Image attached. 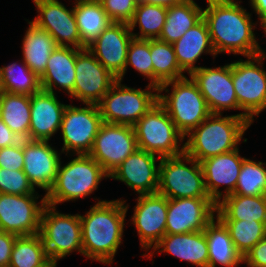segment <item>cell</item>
Here are the masks:
<instances>
[{"label":"cell","instance_id":"6da1fadb","mask_svg":"<svg viewBox=\"0 0 266 267\" xmlns=\"http://www.w3.org/2000/svg\"><path fill=\"white\" fill-rule=\"evenodd\" d=\"M206 1L208 6L203 10V19L208 26L216 55L220 53L241 54L244 57L259 55L261 46L253 31L257 23L251 21V13L235 0Z\"/></svg>","mask_w":266,"mask_h":267},{"label":"cell","instance_id":"7a4b0ae2","mask_svg":"<svg viewBox=\"0 0 266 267\" xmlns=\"http://www.w3.org/2000/svg\"><path fill=\"white\" fill-rule=\"evenodd\" d=\"M128 207L123 199L99 200L85 215H79L84 256L112 265L122 243Z\"/></svg>","mask_w":266,"mask_h":267},{"label":"cell","instance_id":"3957f363","mask_svg":"<svg viewBox=\"0 0 266 267\" xmlns=\"http://www.w3.org/2000/svg\"><path fill=\"white\" fill-rule=\"evenodd\" d=\"M252 123L243 112L229 116L211 113L184 137L187 138L184 152L200 163L207 158L233 151L239 148V142Z\"/></svg>","mask_w":266,"mask_h":267},{"label":"cell","instance_id":"277c9868","mask_svg":"<svg viewBox=\"0 0 266 267\" xmlns=\"http://www.w3.org/2000/svg\"><path fill=\"white\" fill-rule=\"evenodd\" d=\"M76 155L65 165L60 162L55 182L45 194L46 204L56 207L59 203L85 199L98 189L103 178H109L102 166L89 154Z\"/></svg>","mask_w":266,"mask_h":267},{"label":"cell","instance_id":"5b68a950","mask_svg":"<svg viewBox=\"0 0 266 267\" xmlns=\"http://www.w3.org/2000/svg\"><path fill=\"white\" fill-rule=\"evenodd\" d=\"M168 87L172 88V92ZM163 91L168 95H163ZM158 102L184 137L211 114L205 98L191 77L188 79L185 76L162 84L158 88Z\"/></svg>","mask_w":266,"mask_h":267},{"label":"cell","instance_id":"8992f818","mask_svg":"<svg viewBox=\"0 0 266 267\" xmlns=\"http://www.w3.org/2000/svg\"><path fill=\"white\" fill-rule=\"evenodd\" d=\"M133 129L138 149L160 158L175 157L184 153L185 138L159 102L133 125Z\"/></svg>","mask_w":266,"mask_h":267},{"label":"cell","instance_id":"52a82bcc","mask_svg":"<svg viewBox=\"0 0 266 267\" xmlns=\"http://www.w3.org/2000/svg\"><path fill=\"white\" fill-rule=\"evenodd\" d=\"M121 82L118 79L97 105L104 123L133 126L158 102V88L148 84L145 90L135 89Z\"/></svg>","mask_w":266,"mask_h":267},{"label":"cell","instance_id":"ba28073f","mask_svg":"<svg viewBox=\"0 0 266 267\" xmlns=\"http://www.w3.org/2000/svg\"><path fill=\"white\" fill-rule=\"evenodd\" d=\"M157 193L168 199L209 197L201 164L185 152L159 161ZM191 166L188 167V164Z\"/></svg>","mask_w":266,"mask_h":267},{"label":"cell","instance_id":"9c48e42d","mask_svg":"<svg viewBox=\"0 0 266 267\" xmlns=\"http://www.w3.org/2000/svg\"><path fill=\"white\" fill-rule=\"evenodd\" d=\"M47 256L57 262L77 251L83 255L79 214H62L46 204L42 210L40 232Z\"/></svg>","mask_w":266,"mask_h":267},{"label":"cell","instance_id":"30bf717a","mask_svg":"<svg viewBox=\"0 0 266 267\" xmlns=\"http://www.w3.org/2000/svg\"><path fill=\"white\" fill-rule=\"evenodd\" d=\"M266 52L232 62V80L238 105L252 121L266 109V71L262 62Z\"/></svg>","mask_w":266,"mask_h":267},{"label":"cell","instance_id":"8fae6325","mask_svg":"<svg viewBox=\"0 0 266 267\" xmlns=\"http://www.w3.org/2000/svg\"><path fill=\"white\" fill-rule=\"evenodd\" d=\"M84 105L86 107L67 104L65 108L60 130L63 139L61 152H66V155L71 150L73 155L88 154L93 147L101 125L104 123L98 105Z\"/></svg>","mask_w":266,"mask_h":267},{"label":"cell","instance_id":"7c38bea8","mask_svg":"<svg viewBox=\"0 0 266 267\" xmlns=\"http://www.w3.org/2000/svg\"><path fill=\"white\" fill-rule=\"evenodd\" d=\"M38 198V194L0 193V230L18 236L39 234L46 199L44 195L41 201L37 202Z\"/></svg>","mask_w":266,"mask_h":267},{"label":"cell","instance_id":"4fadbf2b","mask_svg":"<svg viewBox=\"0 0 266 267\" xmlns=\"http://www.w3.org/2000/svg\"><path fill=\"white\" fill-rule=\"evenodd\" d=\"M137 149L133 126L103 123L88 154L110 175Z\"/></svg>","mask_w":266,"mask_h":267},{"label":"cell","instance_id":"5bb4252c","mask_svg":"<svg viewBox=\"0 0 266 267\" xmlns=\"http://www.w3.org/2000/svg\"><path fill=\"white\" fill-rule=\"evenodd\" d=\"M75 74L74 89L69 95L83 104L97 105L118 80L88 48L77 51Z\"/></svg>","mask_w":266,"mask_h":267},{"label":"cell","instance_id":"9a60e30c","mask_svg":"<svg viewBox=\"0 0 266 267\" xmlns=\"http://www.w3.org/2000/svg\"><path fill=\"white\" fill-rule=\"evenodd\" d=\"M189 76L196 83L212 114L238 109V101L232 80V63L215 68L199 67Z\"/></svg>","mask_w":266,"mask_h":267},{"label":"cell","instance_id":"2e32d148","mask_svg":"<svg viewBox=\"0 0 266 267\" xmlns=\"http://www.w3.org/2000/svg\"><path fill=\"white\" fill-rule=\"evenodd\" d=\"M210 197L168 199L166 234L203 231L216 217Z\"/></svg>","mask_w":266,"mask_h":267},{"label":"cell","instance_id":"e0dca14e","mask_svg":"<svg viewBox=\"0 0 266 267\" xmlns=\"http://www.w3.org/2000/svg\"><path fill=\"white\" fill-rule=\"evenodd\" d=\"M33 2L39 15L32 22L49 32L58 46L87 48L81 42L74 6L68 10L58 0H33Z\"/></svg>","mask_w":266,"mask_h":267},{"label":"cell","instance_id":"ac0fdd59","mask_svg":"<svg viewBox=\"0 0 266 267\" xmlns=\"http://www.w3.org/2000/svg\"><path fill=\"white\" fill-rule=\"evenodd\" d=\"M132 38L128 23L111 22L87 48L108 71L122 81Z\"/></svg>","mask_w":266,"mask_h":267},{"label":"cell","instance_id":"d6986e66","mask_svg":"<svg viewBox=\"0 0 266 267\" xmlns=\"http://www.w3.org/2000/svg\"><path fill=\"white\" fill-rule=\"evenodd\" d=\"M136 201L131 221L138 232L140 246L149 251L166 234L168 198L154 193L139 195Z\"/></svg>","mask_w":266,"mask_h":267},{"label":"cell","instance_id":"ffe728a7","mask_svg":"<svg viewBox=\"0 0 266 267\" xmlns=\"http://www.w3.org/2000/svg\"><path fill=\"white\" fill-rule=\"evenodd\" d=\"M157 159L162 158L137 149L109 175V178L124 182L139 195L157 193L159 186Z\"/></svg>","mask_w":266,"mask_h":267},{"label":"cell","instance_id":"44dd1931","mask_svg":"<svg viewBox=\"0 0 266 267\" xmlns=\"http://www.w3.org/2000/svg\"><path fill=\"white\" fill-rule=\"evenodd\" d=\"M24 168L30 183L45 190L46 194L55 182L61 162L58 151L48 141L23 140Z\"/></svg>","mask_w":266,"mask_h":267},{"label":"cell","instance_id":"7402d4cb","mask_svg":"<svg viewBox=\"0 0 266 267\" xmlns=\"http://www.w3.org/2000/svg\"><path fill=\"white\" fill-rule=\"evenodd\" d=\"M239 154V148H237L200 162L207 193L216 204L235 190L242 163L245 159ZM222 185H225L224 192L219 189Z\"/></svg>","mask_w":266,"mask_h":267},{"label":"cell","instance_id":"603a6c76","mask_svg":"<svg viewBox=\"0 0 266 267\" xmlns=\"http://www.w3.org/2000/svg\"><path fill=\"white\" fill-rule=\"evenodd\" d=\"M29 140L49 141L60 130L66 104H62L56 96L45 90L30 96Z\"/></svg>","mask_w":266,"mask_h":267},{"label":"cell","instance_id":"cb8c5ba5","mask_svg":"<svg viewBox=\"0 0 266 267\" xmlns=\"http://www.w3.org/2000/svg\"><path fill=\"white\" fill-rule=\"evenodd\" d=\"M152 248L153 251L166 252L197 267H208L209 253L204 230L184 234H165Z\"/></svg>","mask_w":266,"mask_h":267},{"label":"cell","instance_id":"d4e9b609","mask_svg":"<svg viewBox=\"0 0 266 267\" xmlns=\"http://www.w3.org/2000/svg\"><path fill=\"white\" fill-rule=\"evenodd\" d=\"M79 49L57 46L51 53L45 73L40 77L41 89L55 93L54 88L63 89L69 96L75 84L76 53Z\"/></svg>","mask_w":266,"mask_h":267},{"label":"cell","instance_id":"484cf974","mask_svg":"<svg viewBox=\"0 0 266 267\" xmlns=\"http://www.w3.org/2000/svg\"><path fill=\"white\" fill-rule=\"evenodd\" d=\"M172 45L180 68L188 74L201 67L196 66L195 62L203 53H209L213 57L217 56L211 42L208 26L203 18Z\"/></svg>","mask_w":266,"mask_h":267},{"label":"cell","instance_id":"4316f807","mask_svg":"<svg viewBox=\"0 0 266 267\" xmlns=\"http://www.w3.org/2000/svg\"><path fill=\"white\" fill-rule=\"evenodd\" d=\"M208 245V267H238L243 264V256L235 248L230 233L216 216L204 229Z\"/></svg>","mask_w":266,"mask_h":267},{"label":"cell","instance_id":"83f0119b","mask_svg":"<svg viewBox=\"0 0 266 267\" xmlns=\"http://www.w3.org/2000/svg\"><path fill=\"white\" fill-rule=\"evenodd\" d=\"M22 43L23 61L40 78L47 66L51 53L57 48L55 39L45 29L28 21Z\"/></svg>","mask_w":266,"mask_h":267},{"label":"cell","instance_id":"f1b7e54d","mask_svg":"<svg viewBox=\"0 0 266 267\" xmlns=\"http://www.w3.org/2000/svg\"><path fill=\"white\" fill-rule=\"evenodd\" d=\"M216 213L220 220H255L266 223V195L229 194L216 204Z\"/></svg>","mask_w":266,"mask_h":267},{"label":"cell","instance_id":"f546056e","mask_svg":"<svg viewBox=\"0 0 266 267\" xmlns=\"http://www.w3.org/2000/svg\"><path fill=\"white\" fill-rule=\"evenodd\" d=\"M202 18L203 9L194 0H185L168 7L165 24L158 40L173 44Z\"/></svg>","mask_w":266,"mask_h":267},{"label":"cell","instance_id":"4dcf8cb0","mask_svg":"<svg viewBox=\"0 0 266 267\" xmlns=\"http://www.w3.org/2000/svg\"><path fill=\"white\" fill-rule=\"evenodd\" d=\"M74 15L81 42L86 47L112 22L99 0H75Z\"/></svg>","mask_w":266,"mask_h":267},{"label":"cell","instance_id":"1f68e13d","mask_svg":"<svg viewBox=\"0 0 266 267\" xmlns=\"http://www.w3.org/2000/svg\"><path fill=\"white\" fill-rule=\"evenodd\" d=\"M30 110V96L4 91L0 118L22 140L29 139Z\"/></svg>","mask_w":266,"mask_h":267},{"label":"cell","instance_id":"d6a6232c","mask_svg":"<svg viewBox=\"0 0 266 267\" xmlns=\"http://www.w3.org/2000/svg\"><path fill=\"white\" fill-rule=\"evenodd\" d=\"M150 54L154 71V86L185 77L179 66L173 45L158 39H150Z\"/></svg>","mask_w":266,"mask_h":267},{"label":"cell","instance_id":"836d02e7","mask_svg":"<svg viewBox=\"0 0 266 267\" xmlns=\"http://www.w3.org/2000/svg\"><path fill=\"white\" fill-rule=\"evenodd\" d=\"M49 262L40 234L16 238L9 267H45Z\"/></svg>","mask_w":266,"mask_h":267},{"label":"cell","instance_id":"e575fe53","mask_svg":"<svg viewBox=\"0 0 266 267\" xmlns=\"http://www.w3.org/2000/svg\"><path fill=\"white\" fill-rule=\"evenodd\" d=\"M20 64L14 62L0 67L3 90L8 93L31 96L41 90L40 78L23 60Z\"/></svg>","mask_w":266,"mask_h":267},{"label":"cell","instance_id":"d590c367","mask_svg":"<svg viewBox=\"0 0 266 267\" xmlns=\"http://www.w3.org/2000/svg\"><path fill=\"white\" fill-rule=\"evenodd\" d=\"M166 14V7L138 2L134 16L128 23L133 38L158 39L165 24ZM137 24L140 32L135 34L133 31Z\"/></svg>","mask_w":266,"mask_h":267},{"label":"cell","instance_id":"8d00e7d4","mask_svg":"<svg viewBox=\"0 0 266 267\" xmlns=\"http://www.w3.org/2000/svg\"><path fill=\"white\" fill-rule=\"evenodd\" d=\"M227 227L235 248L244 257L266 236V223L248 220H221Z\"/></svg>","mask_w":266,"mask_h":267},{"label":"cell","instance_id":"74e56055","mask_svg":"<svg viewBox=\"0 0 266 267\" xmlns=\"http://www.w3.org/2000/svg\"><path fill=\"white\" fill-rule=\"evenodd\" d=\"M266 163L245 158L232 194L242 196L266 195Z\"/></svg>","mask_w":266,"mask_h":267},{"label":"cell","instance_id":"f35d334b","mask_svg":"<svg viewBox=\"0 0 266 267\" xmlns=\"http://www.w3.org/2000/svg\"><path fill=\"white\" fill-rule=\"evenodd\" d=\"M132 66L138 73L150 80L151 85H154V71L150 54V39L132 38L127 52L124 75L127 68Z\"/></svg>","mask_w":266,"mask_h":267},{"label":"cell","instance_id":"ab89813d","mask_svg":"<svg viewBox=\"0 0 266 267\" xmlns=\"http://www.w3.org/2000/svg\"><path fill=\"white\" fill-rule=\"evenodd\" d=\"M0 193L38 194L23 170H10L3 167H0Z\"/></svg>","mask_w":266,"mask_h":267},{"label":"cell","instance_id":"60d3db41","mask_svg":"<svg viewBox=\"0 0 266 267\" xmlns=\"http://www.w3.org/2000/svg\"><path fill=\"white\" fill-rule=\"evenodd\" d=\"M112 22L129 23L136 10L138 0H99Z\"/></svg>","mask_w":266,"mask_h":267},{"label":"cell","instance_id":"b9f144b4","mask_svg":"<svg viewBox=\"0 0 266 267\" xmlns=\"http://www.w3.org/2000/svg\"><path fill=\"white\" fill-rule=\"evenodd\" d=\"M0 167L10 170H23V140L16 145L0 149Z\"/></svg>","mask_w":266,"mask_h":267},{"label":"cell","instance_id":"7bdbcfd3","mask_svg":"<svg viewBox=\"0 0 266 267\" xmlns=\"http://www.w3.org/2000/svg\"><path fill=\"white\" fill-rule=\"evenodd\" d=\"M248 267H266V236L243 257Z\"/></svg>","mask_w":266,"mask_h":267},{"label":"cell","instance_id":"ee69618b","mask_svg":"<svg viewBox=\"0 0 266 267\" xmlns=\"http://www.w3.org/2000/svg\"><path fill=\"white\" fill-rule=\"evenodd\" d=\"M18 235L0 230V267H9L12 248Z\"/></svg>","mask_w":266,"mask_h":267},{"label":"cell","instance_id":"f6af8a7d","mask_svg":"<svg viewBox=\"0 0 266 267\" xmlns=\"http://www.w3.org/2000/svg\"><path fill=\"white\" fill-rule=\"evenodd\" d=\"M21 140L0 118V149L16 145Z\"/></svg>","mask_w":266,"mask_h":267},{"label":"cell","instance_id":"bcb514c9","mask_svg":"<svg viewBox=\"0 0 266 267\" xmlns=\"http://www.w3.org/2000/svg\"><path fill=\"white\" fill-rule=\"evenodd\" d=\"M250 6L253 8L259 18L260 26L266 22V0H250Z\"/></svg>","mask_w":266,"mask_h":267},{"label":"cell","instance_id":"7dc6e473","mask_svg":"<svg viewBox=\"0 0 266 267\" xmlns=\"http://www.w3.org/2000/svg\"><path fill=\"white\" fill-rule=\"evenodd\" d=\"M185 0H138L140 3L150 4V5H159L163 7H171L173 5L182 3Z\"/></svg>","mask_w":266,"mask_h":267},{"label":"cell","instance_id":"c3c4849f","mask_svg":"<svg viewBox=\"0 0 266 267\" xmlns=\"http://www.w3.org/2000/svg\"><path fill=\"white\" fill-rule=\"evenodd\" d=\"M45 267H57V262L50 261Z\"/></svg>","mask_w":266,"mask_h":267},{"label":"cell","instance_id":"681fc988","mask_svg":"<svg viewBox=\"0 0 266 267\" xmlns=\"http://www.w3.org/2000/svg\"><path fill=\"white\" fill-rule=\"evenodd\" d=\"M4 93V90H3V87H2V80H1V77H0V97L3 95Z\"/></svg>","mask_w":266,"mask_h":267},{"label":"cell","instance_id":"f907efd6","mask_svg":"<svg viewBox=\"0 0 266 267\" xmlns=\"http://www.w3.org/2000/svg\"><path fill=\"white\" fill-rule=\"evenodd\" d=\"M261 28H263L264 30V32H265V35H266V22H264L262 25H261Z\"/></svg>","mask_w":266,"mask_h":267}]
</instances>
